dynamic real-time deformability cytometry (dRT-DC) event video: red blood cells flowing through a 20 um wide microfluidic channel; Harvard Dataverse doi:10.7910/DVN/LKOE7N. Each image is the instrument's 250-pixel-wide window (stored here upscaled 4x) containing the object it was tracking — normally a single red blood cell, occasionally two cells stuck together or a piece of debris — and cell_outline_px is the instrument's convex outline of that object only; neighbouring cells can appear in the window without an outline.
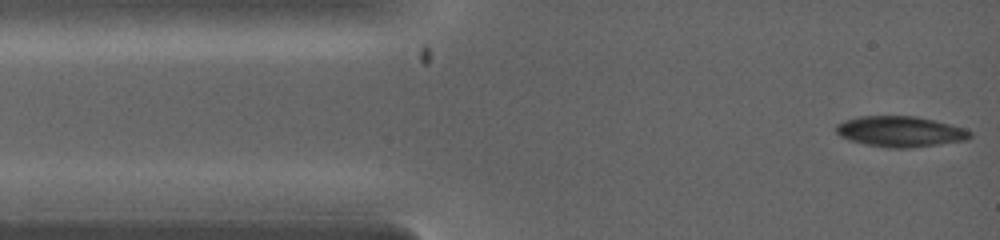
{"species": "common noctule bat (a hibernating species)", "species_latin": "Nyctalus noctula", "temperature_condition": "warm", "stored_images_in_passage": 6, "camera_frame_rate_fps": 5000, "um_per_image_px": 0.085, "animal": {"sex": "female", "body_mass_g": 19.0, "forearm_length_mm": 53.3}, "frame": {"image": 1, "passage_image": 1, "time_ms": 0.0, "image_size_px": [1000, 240], "cell_outline_px": [[972, 136], [968, 140], [912, 148], [888, 148], [864, 144], [848, 140], [840, 136], [836, 132], [836, 124], [844, 120], [860, 116], [916, 116], [964, 128], [972, 132]], "centroid_in_image_um": [76.51, 11.19], "position_along_channel_um": 8.5, "area_um2": 24.04}}
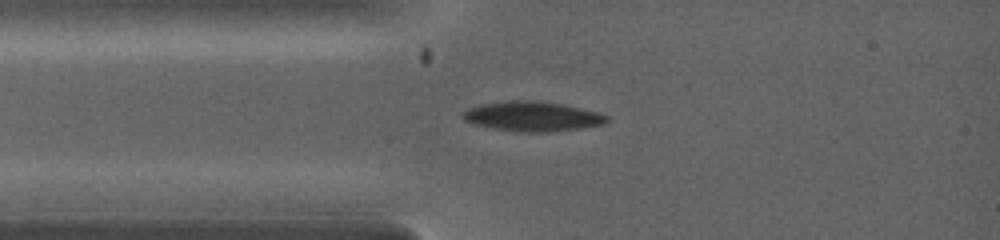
{"frame": {"image": 2, "passage_image": 5, "time_ms": 1.6, "image_size_px": [1000, 240], "cell_outline_px": [[608, 120], [604, 124], [580, 128], [548, 132], [524, 132], [492, 128], [472, 124], [464, 120], [460, 116], [468, 108], [480, 104], [512, 100], [532, 100], [564, 104], [596, 112], [608, 116]], "centroid_in_image_um": [45.21, 9.89], "position_along_channel_um": 39.8, "area_um2": 24.91}}